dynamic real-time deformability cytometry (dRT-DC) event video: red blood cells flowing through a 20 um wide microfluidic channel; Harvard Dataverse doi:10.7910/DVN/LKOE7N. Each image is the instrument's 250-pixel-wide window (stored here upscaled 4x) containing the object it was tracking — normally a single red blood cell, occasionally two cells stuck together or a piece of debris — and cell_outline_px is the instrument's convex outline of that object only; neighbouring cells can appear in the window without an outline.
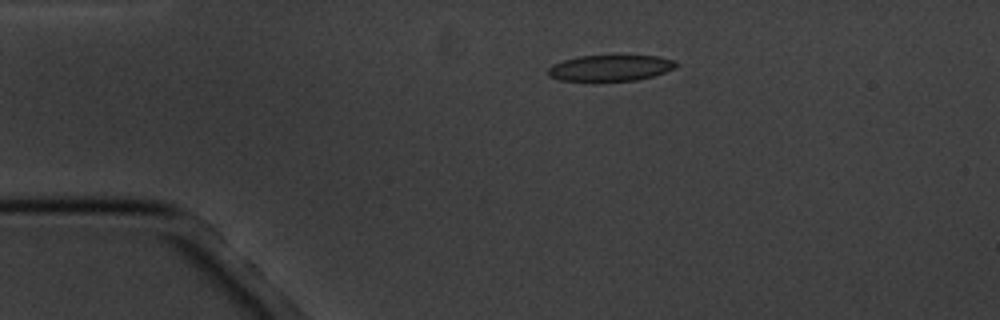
{"species": "common noctule bat (a hibernating species)", "species_latin": "Nyctalus noctula", "temperature_condition": "cold", "stored_images_in_passage": 16, "camera_frame_rate_fps": 3000, "um_per_image_px": 0.085, "animal": {"sex": "male", "body_mass_g": 20.1, "forearm_length_mm": 53.5}, "frame": {"image": 1, "passage_image": 3, "time_ms": 3.0, "image_size_px": [1000, 320], "cell_outline_px": [[676, 64], [672, 68], [664, 72], [652, 76], [636, 80], [560, 80], [548, 76], [548, 68], [552, 64], [564, 60], [580, 56], [660, 56], [676, 60]], "centroid_in_image_um": [51.86, 5.76], "position_along_channel_um": 33.1, "area_um2": 19.02}}
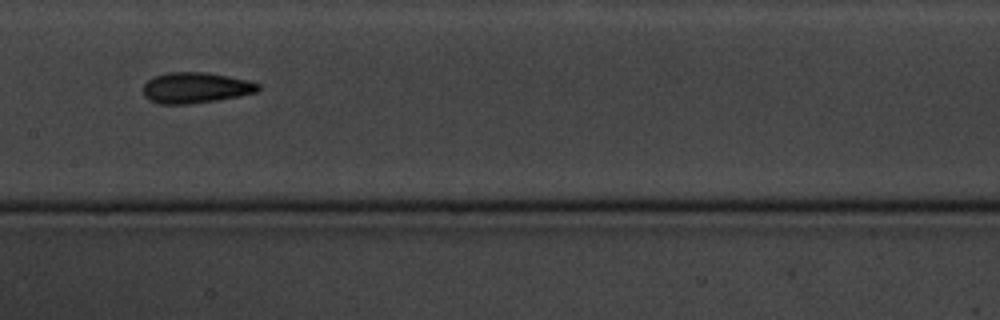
{"frame": {"image": 2, "passage_image": 8, "time_ms": 8.667, "image_size_px": [1000, 320], "cell_outline_px": [[260, 88], [256, 92], [240, 96], [216, 100], [188, 104], [160, 104], [148, 100], [144, 96], [144, 84], [152, 76], [168, 72], [208, 72], [248, 80], [260, 84]], "centroid_in_image_um": [16.61, 7.45], "position_along_channel_um": 190.8, "area_um2": 20.75}}
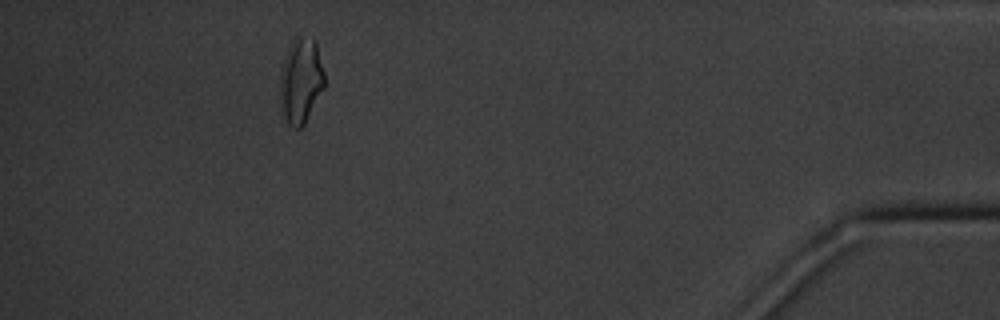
{"frame": {"image": 3, "passage_image": 15, "time_ms": 16.667, "image_size_px": [1000, 320], "cell_outline_px": [[324, 88], [304, 124], [300, 128], [296, 128], [288, 124], [284, 116], [280, 100], [280, 72], [288, 48], [292, 40], [296, 36], [300, 36], [316, 40], [324, 72]], "centroid_in_image_um": [25.57, 6.84], "position_along_channel_um": 409.6, "area_um2": 22.02}, "authors_computed_cell_mechanics": {"area_um2": 20.0277, "velocity_mm_per_s": 3.4424, "shape_relaxation_time_tau1_ms": 4.0235, "shape_relaxation_time_tau2_ms": 2.4078, "deformation_change_tau1": 0.1265, "deformation_change_tau2": 0.0911}}